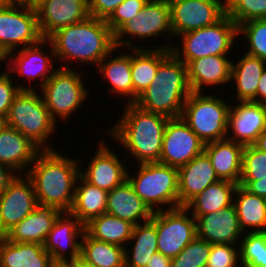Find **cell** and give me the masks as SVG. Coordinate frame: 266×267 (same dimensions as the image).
Returning a JSON list of instances; mask_svg holds the SVG:
<instances>
[{"instance_id": "obj_50", "label": "cell", "mask_w": 266, "mask_h": 267, "mask_svg": "<svg viewBox=\"0 0 266 267\" xmlns=\"http://www.w3.org/2000/svg\"><path fill=\"white\" fill-rule=\"evenodd\" d=\"M17 175L18 173L12 168L0 164V195L8 188Z\"/></svg>"}, {"instance_id": "obj_36", "label": "cell", "mask_w": 266, "mask_h": 267, "mask_svg": "<svg viewBox=\"0 0 266 267\" xmlns=\"http://www.w3.org/2000/svg\"><path fill=\"white\" fill-rule=\"evenodd\" d=\"M124 249L118 245L96 240L84 231L80 256L95 267H125Z\"/></svg>"}, {"instance_id": "obj_58", "label": "cell", "mask_w": 266, "mask_h": 267, "mask_svg": "<svg viewBox=\"0 0 266 267\" xmlns=\"http://www.w3.org/2000/svg\"><path fill=\"white\" fill-rule=\"evenodd\" d=\"M42 0H31V7H35L38 5Z\"/></svg>"}, {"instance_id": "obj_30", "label": "cell", "mask_w": 266, "mask_h": 267, "mask_svg": "<svg viewBox=\"0 0 266 267\" xmlns=\"http://www.w3.org/2000/svg\"><path fill=\"white\" fill-rule=\"evenodd\" d=\"M116 47L110 52L97 66L98 72L102 74L101 78L109 83L110 91L113 95L122 96L128 101L126 103H133V83L131 74V49L125 53L118 54L113 57V52L116 53ZM129 51V53H128ZM112 54V56H111ZM112 57V58H111ZM108 60V61H107ZM109 81V82H108Z\"/></svg>"}, {"instance_id": "obj_9", "label": "cell", "mask_w": 266, "mask_h": 267, "mask_svg": "<svg viewBox=\"0 0 266 267\" xmlns=\"http://www.w3.org/2000/svg\"><path fill=\"white\" fill-rule=\"evenodd\" d=\"M163 34L173 37L169 3L165 0H148L136 17L126 22L114 33V43L118 50L149 48L133 44L129 37L143 41Z\"/></svg>"}, {"instance_id": "obj_46", "label": "cell", "mask_w": 266, "mask_h": 267, "mask_svg": "<svg viewBox=\"0 0 266 267\" xmlns=\"http://www.w3.org/2000/svg\"><path fill=\"white\" fill-rule=\"evenodd\" d=\"M130 242V243H129ZM127 243L131 247L157 248V231L155 222L150 219L134 226L132 236ZM132 243V244H131Z\"/></svg>"}, {"instance_id": "obj_51", "label": "cell", "mask_w": 266, "mask_h": 267, "mask_svg": "<svg viewBox=\"0 0 266 267\" xmlns=\"http://www.w3.org/2000/svg\"><path fill=\"white\" fill-rule=\"evenodd\" d=\"M146 267H171V259L160 252H156L150 257Z\"/></svg>"}, {"instance_id": "obj_4", "label": "cell", "mask_w": 266, "mask_h": 267, "mask_svg": "<svg viewBox=\"0 0 266 267\" xmlns=\"http://www.w3.org/2000/svg\"><path fill=\"white\" fill-rule=\"evenodd\" d=\"M57 123L46 108L42 94L36 90H21L14 98L5 125L18 130L40 151L54 150L49 143ZM48 142V143H47Z\"/></svg>"}, {"instance_id": "obj_17", "label": "cell", "mask_w": 266, "mask_h": 267, "mask_svg": "<svg viewBox=\"0 0 266 267\" xmlns=\"http://www.w3.org/2000/svg\"><path fill=\"white\" fill-rule=\"evenodd\" d=\"M39 31L48 39L57 30L86 20L88 0H42L35 6Z\"/></svg>"}, {"instance_id": "obj_1", "label": "cell", "mask_w": 266, "mask_h": 267, "mask_svg": "<svg viewBox=\"0 0 266 267\" xmlns=\"http://www.w3.org/2000/svg\"><path fill=\"white\" fill-rule=\"evenodd\" d=\"M48 40L53 45L56 61H64V66L59 68L75 69L69 64L74 60L81 66L90 63L98 66L116 48L114 33L106 20L92 16L57 30Z\"/></svg>"}, {"instance_id": "obj_22", "label": "cell", "mask_w": 266, "mask_h": 267, "mask_svg": "<svg viewBox=\"0 0 266 267\" xmlns=\"http://www.w3.org/2000/svg\"><path fill=\"white\" fill-rule=\"evenodd\" d=\"M62 213L53 205L37 204L34 211L11 228L3 237L11 242L44 245L56 219Z\"/></svg>"}, {"instance_id": "obj_6", "label": "cell", "mask_w": 266, "mask_h": 267, "mask_svg": "<svg viewBox=\"0 0 266 267\" xmlns=\"http://www.w3.org/2000/svg\"><path fill=\"white\" fill-rule=\"evenodd\" d=\"M230 108L231 104L216 94L191 92L180 117L207 144L227 137Z\"/></svg>"}, {"instance_id": "obj_26", "label": "cell", "mask_w": 266, "mask_h": 267, "mask_svg": "<svg viewBox=\"0 0 266 267\" xmlns=\"http://www.w3.org/2000/svg\"><path fill=\"white\" fill-rule=\"evenodd\" d=\"M106 213L128 221L134 226L151 219L153 212L135 193L126 179L108 193Z\"/></svg>"}, {"instance_id": "obj_29", "label": "cell", "mask_w": 266, "mask_h": 267, "mask_svg": "<svg viewBox=\"0 0 266 267\" xmlns=\"http://www.w3.org/2000/svg\"><path fill=\"white\" fill-rule=\"evenodd\" d=\"M190 88H164L149 86L138 97L135 104L141 109L164 115L168 118H179Z\"/></svg>"}, {"instance_id": "obj_12", "label": "cell", "mask_w": 266, "mask_h": 267, "mask_svg": "<svg viewBox=\"0 0 266 267\" xmlns=\"http://www.w3.org/2000/svg\"><path fill=\"white\" fill-rule=\"evenodd\" d=\"M174 37L214 25L226 15L225 0H169Z\"/></svg>"}, {"instance_id": "obj_11", "label": "cell", "mask_w": 266, "mask_h": 267, "mask_svg": "<svg viewBox=\"0 0 266 267\" xmlns=\"http://www.w3.org/2000/svg\"><path fill=\"white\" fill-rule=\"evenodd\" d=\"M42 39L35 7L0 6V41L9 52L38 44Z\"/></svg>"}, {"instance_id": "obj_57", "label": "cell", "mask_w": 266, "mask_h": 267, "mask_svg": "<svg viewBox=\"0 0 266 267\" xmlns=\"http://www.w3.org/2000/svg\"><path fill=\"white\" fill-rule=\"evenodd\" d=\"M12 0H0V6H11Z\"/></svg>"}, {"instance_id": "obj_41", "label": "cell", "mask_w": 266, "mask_h": 267, "mask_svg": "<svg viewBox=\"0 0 266 267\" xmlns=\"http://www.w3.org/2000/svg\"><path fill=\"white\" fill-rule=\"evenodd\" d=\"M210 248V243L196 236L171 259V267H206Z\"/></svg>"}, {"instance_id": "obj_40", "label": "cell", "mask_w": 266, "mask_h": 267, "mask_svg": "<svg viewBox=\"0 0 266 267\" xmlns=\"http://www.w3.org/2000/svg\"><path fill=\"white\" fill-rule=\"evenodd\" d=\"M226 14L239 26L254 19H266V0H225Z\"/></svg>"}, {"instance_id": "obj_45", "label": "cell", "mask_w": 266, "mask_h": 267, "mask_svg": "<svg viewBox=\"0 0 266 267\" xmlns=\"http://www.w3.org/2000/svg\"><path fill=\"white\" fill-rule=\"evenodd\" d=\"M148 0H124L106 20L107 25L115 33L122 25L137 16Z\"/></svg>"}, {"instance_id": "obj_25", "label": "cell", "mask_w": 266, "mask_h": 267, "mask_svg": "<svg viewBox=\"0 0 266 267\" xmlns=\"http://www.w3.org/2000/svg\"><path fill=\"white\" fill-rule=\"evenodd\" d=\"M39 152L18 130L7 125L0 130V164L12 168L18 174H26Z\"/></svg>"}, {"instance_id": "obj_44", "label": "cell", "mask_w": 266, "mask_h": 267, "mask_svg": "<svg viewBox=\"0 0 266 267\" xmlns=\"http://www.w3.org/2000/svg\"><path fill=\"white\" fill-rule=\"evenodd\" d=\"M11 74L7 71L0 72V118L6 119L10 106L14 100V98L19 94L21 90H36L32 84L27 86L16 84L14 85L12 82L13 77L11 78Z\"/></svg>"}, {"instance_id": "obj_15", "label": "cell", "mask_w": 266, "mask_h": 267, "mask_svg": "<svg viewBox=\"0 0 266 267\" xmlns=\"http://www.w3.org/2000/svg\"><path fill=\"white\" fill-rule=\"evenodd\" d=\"M47 44L50 46V50L45 54L43 47L44 45L47 46ZM15 52H10L6 71L11 75L13 72H17L18 74L16 75L23 76V78L26 77L25 79L30 80L29 83H32L33 79H35L34 81H36V78L40 79L39 85H36L37 87L39 86V89L58 69V67L54 68L53 65L56 63V58L53 45L48 39H42L38 44L15 50Z\"/></svg>"}, {"instance_id": "obj_23", "label": "cell", "mask_w": 266, "mask_h": 267, "mask_svg": "<svg viewBox=\"0 0 266 267\" xmlns=\"http://www.w3.org/2000/svg\"><path fill=\"white\" fill-rule=\"evenodd\" d=\"M186 66L191 92H202L206 86H214L215 91V86H227L231 82L232 60L228 56L203 57L190 61Z\"/></svg>"}, {"instance_id": "obj_48", "label": "cell", "mask_w": 266, "mask_h": 267, "mask_svg": "<svg viewBox=\"0 0 266 267\" xmlns=\"http://www.w3.org/2000/svg\"><path fill=\"white\" fill-rule=\"evenodd\" d=\"M124 0H88V10L92 17L107 20L116 7Z\"/></svg>"}, {"instance_id": "obj_24", "label": "cell", "mask_w": 266, "mask_h": 267, "mask_svg": "<svg viewBox=\"0 0 266 267\" xmlns=\"http://www.w3.org/2000/svg\"><path fill=\"white\" fill-rule=\"evenodd\" d=\"M172 46L168 41L162 46L131 49L133 103L151 85L159 64L171 53Z\"/></svg>"}, {"instance_id": "obj_52", "label": "cell", "mask_w": 266, "mask_h": 267, "mask_svg": "<svg viewBox=\"0 0 266 267\" xmlns=\"http://www.w3.org/2000/svg\"><path fill=\"white\" fill-rule=\"evenodd\" d=\"M257 103L266 104V68L263 70L257 87Z\"/></svg>"}, {"instance_id": "obj_38", "label": "cell", "mask_w": 266, "mask_h": 267, "mask_svg": "<svg viewBox=\"0 0 266 267\" xmlns=\"http://www.w3.org/2000/svg\"><path fill=\"white\" fill-rule=\"evenodd\" d=\"M239 244L242 267H266V232L244 233Z\"/></svg>"}, {"instance_id": "obj_20", "label": "cell", "mask_w": 266, "mask_h": 267, "mask_svg": "<svg viewBox=\"0 0 266 267\" xmlns=\"http://www.w3.org/2000/svg\"><path fill=\"white\" fill-rule=\"evenodd\" d=\"M197 237L210 244H240L243 231L234 204L208 214L193 215Z\"/></svg>"}, {"instance_id": "obj_37", "label": "cell", "mask_w": 266, "mask_h": 267, "mask_svg": "<svg viewBox=\"0 0 266 267\" xmlns=\"http://www.w3.org/2000/svg\"><path fill=\"white\" fill-rule=\"evenodd\" d=\"M150 86L164 88H190L187 66L172 52L159 64Z\"/></svg>"}, {"instance_id": "obj_18", "label": "cell", "mask_w": 266, "mask_h": 267, "mask_svg": "<svg viewBox=\"0 0 266 267\" xmlns=\"http://www.w3.org/2000/svg\"><path fill=\"white\" fill-rule=\"evenodd\" d=\"M123 158L124 161H121L102 140L85 171L80 170V176L91 185L109 192L127 179V162L126 157Z\"/></svg>"}, {"instance_id": "obj_16", "label": "cell", "mask_w": 266, "mask_h": 267, "mask_svg": "<svg viewBox=\"0 0 266 267\" xmlns=\"http://www.w3.org/2000/svg\"><path fill=\"white\" fill-rule=\"evenodd\" d=\"M83 232L84 225L76 216L70 212L59 215L44 243L45 250L57 266H63L80 256Z\"/></svg>"}, {"instance_id": "obj_7", "label": "cell", "mask_w": 266, "mask_h": 267, "mask_svg": "<svg viewBox=\"0 0 266 267\" xmlns=\"http://www.w3.org/2000/svg\"><path fill=\"white\" fill-rule=\"evenodd\" d=\"M181 47L174 44L171 52L185 65L203 57L228 56L238 37V25L226 14L214 25L179 35ZM182 49V50H181ZM231 49V50H230Z\"/></svg>"}, {"instance_id": "obj_27", "label": "cell", "mask_w": 266, "mask_h": 267, "mask_svg": "<svg viewBox=\"0 0 266 267\" xmlns=\"http://www.w3.org/2000/svg\"><path fill=\"white\" fill-rule=\"evenodd\" d=\"M244 145L228 138L204 145L216 175L220 180L239 184L242 171V153Z\"/></svg>"}, {"instance_id": "obj_13", "label": "cell", "mask_w": 266, "mask_h": 267, "mask_svg": "<svg viewBox=\"0 0 266 267\" xmlns=\"http://www.w3.org/2000/svg\"><path fill=\"white\" fill-rule=\"evenodd\" d=\"M204 145L181 117L170 118L165 127L158 163L180 168L201 154Z\"/></svg>"}, {"instance_id": "obj_3", "label": "cell", "mask_w": 266, "mask_h": 267, "mask_svg": "<svg viewBox=\"0 0 266 267\" xmlns=\"http://www.w3.org/2000/svg\"><path fill=\"white\" fill-rule=\"evenodd\" d=\"M121 118L108 130V135L140 163L159 162L163 135L170 118L125 103ZM117 123V124H116ZM126 148V149H125Z\"/></svg>"}, {"instance_id": "obj_8", "label": "cell", "mask_w": 266, "mask_h": 267, "mask_svg": "<svg viewBox=\"0 0 266 267\" xmlns=\"http://www.w3.org/2000/svg\"><path fill=\"white\" fill-rule=\"evenodd\" d=\"M81 73L76 69L58 67L40 89L46 108L56 123L60 119L64 121L74 116L73 113H77L87 101L86 98H89V89L85 88Z\"/></svg>"}, {"instance_id": "obj_59", "label": "cell", "mask_w": 266, "mask_h": 267, "mask_svg": "<svg viewBox=\"0 0 266 267\" xmlns=\"http://www.w3.org/2000/svg\"><path fill=\"white\" fill-rule=\"evenodd\" d=\"M4 125H5V120L0 118V130L3 128Z\"/></svg>"}, {"instance_id": "obj_14", "label": "cell", "mask_w": 266, "mask_h": 267, "mask_svg": "<svg viewBox=\"0 0 266 267\" xmlns=\"http://www.w3.org/2000/svg\"><path fill=\"white\" fill-rule=\"evenodd\" d=\"M37 204L31 179L18 174L0 195V237L32 213Z\"/></svg>"}, {"instance_id": "obj_55", "label": "cell", "mask_w": 266, "mask_h": 267, "mask_svg": "<svg viewBox=\"0 0 266 267\" xmlns=\"http://www.w3.org/2000/svg\"><path fill=\"white\" fill-rule=\"evenodd\" d=\"M9 57L10 52L7 50V48L3 45V43L0 41V62L6 61V65L8 67L9 64Z\"/></svg>"}, {"instance_id": "obj_21", "label": "cell", "mask_w": 266, "mask_h": 267, "mask_svg": "<svg viewBox=\"0 0 266 267\" xmlns=\"http://www.w3.org/2000/svg\"><path fill=\"white\" fill-rule=\"evenodd\" d=\"M219 180L208 155L203 151L186 165L178 168L179 207L185 206L209 185Z\"/></svg>"}, {"instance_id": "obj_33", "label": "cell", "mask_w": 266, "mask_h": 267, "mask_svg": "<svg viewBox=\"0 0 266 267\" xmlns=\"http://www.w3.org/2000/svg\"><path fill=\"white\" fill-rule=\"evenodd\" d=\"M108 193L79 176L75 186L74 202L69 212L85 225L91 219L106 213Z\"/></svg>"}, {"instance_id": "obj_2", "label": "cell", "mask_w": 266, "mask_h": 267, "mask_svg": "<svg viewBox=\"0 0 266 267\" xmlns=\"http://www.w3.org/2000/svg\"><path fill=\"white\" fill-rule=\"evenodd\" d=\"M58 151H40L26 175L31 179L39 204L53 205L69 212L75 197V186L82 161Z\"/></svg>"}, {"instance_id": "obj_42", "label": "cell", "mask_w": 266, "mask_h": 267, "mask_svg": "<svg viewBox=\"0 0 266 267\" xmlns=\"http://www.w3.org/2000/svg\"><path fill=\"white\" fill-rule=\"evenodd\" d=\"M266 178V152L254 145L244 146L240 180H259Z\"/></svg>"}, {"instance_id": "obj_47", "label": "cell", "mask_w": 266, "mask_h": 267, "mask_svg": "<svg viewBox=\"0 0 266 267\" xmlns=\"http://www.w3.org/2000/svg\"><path fill=\"white\" fill-rule=\"evenodd\" d=\"M127 248L128 246L124 249L125 267H146L150 260V257L158 252V248Z\"/></svg>"}, {"instance_id": "obj_49", "label": "cell", "mask_w": 266, "mask_h": 267, "mask_svg": "<svg viewBox=\"0 0 266 267\" xmlns=\"http://www.w3.org/2000/svg\"><path fill=\"white\" fill-rule=\"evenodd\" d=\"M239 186H243L248 192L266 198V178L259 180H240Z\"/></svg>"}, {"instance_id": "obj_43", "label": "cell", "mask_w": 266, "mask_h": 267, "mask_svg": "<svg viewBox=\"0 0 266 267\" xmlns=\"http://www.w3.org/2000/svg\"><path fill=\"white\" fill-rule=\"evenodd\" d=\"M206 267H242L239 246L211 244Z\"/></svg>"}, {"instance_id": "obj_39", "label": "cell", "mask_w": 266, "mask_h": 267, "mask_svg": "<svg viewBox=\"0 0 266 267\" xmlns=\"http://www.w3.org/2000/svg\"><path fill=\"white\" fill-rule=\"evenodd\" d=\"M244 36L246 54L266 61V19H254L238 26V36Z\"/></svg>"}, {"instance_id": "obj_31", "label": "cell", "mask_w": 266, "mask_h": 267, "mask_svg": "<svg viewBox=\"0 0 266 267\" xmlns=\"http://www.w3.org/2000/svg\"><path fill=\"white\" fill-rule=\"evenodd\" d=\"M240 58L236 63L232 59L231 66V82H235L236 102L257 103V87L266 68V61L246 53Z\"/></svg>"}, {"instance_id": "obj_53", "label": "cell", "mask_w": 266, "mask_h": 267, "mask_svg": "<svg viewBox=\"0 0 266 267\" xmlns=\"http://www.w3.org/2000/svg\"><path fill=\"white\" fill-rule=\"evenodd\" d=\"M63 267H95V266L87 262L81 256H79L78 258L65 263Z\"/></svg>"}, {"instance_id": "obj_56", "label": "cell", "mask_w": 266, "mask_h": 267, "mask_svg": "<svg viewBox=\"0 0 266 267\" xmlns=\"http://www.w3.org/2000/svg\"><path fill=\"white\" fill-rule=\"evenodd\" d=\"M15 4H24L27 6H31V0H12V5Z\"/></svg>"}, {"instance_id": "obj_28", "label": "cell", "mask_w": 266, "mask_h": 267, "mask_svg": "<svg viewBox=\"0 0 266 267\" xmlns=\"http://www.w3.org/2000/svg\"><path fill=\"white\" fill-rule=\"evenodd\" d=\"M0 267H57L44 245L0 237Z\"/></svg>"}, {"instance_id": "obj_32", "label": "cell", "mask_w": 266, "mask_h": 267, "mask_svg": "<svg viewBox=\"0 0 266 267\" xmlns=\"http://www.w3.org/2000/svg\"><path fill=\"white\" fill-rule=\"evenodd\" d=\"M233 204L244 233L266 232V198L238 185L234 191Z\"/></svg>"}, {"instance_id": "obj_19", "label": "cell", "mask_w": 266, "mask_h": 267, "mask_svg": "<svg viewBox=\"0 0 266 267\" xmlns=\"http://www.w3.org/2000/svg\"><path fill=\"white\" fill-rule=\"evenodd\" d=\"M265 129L266 104L248 101L231 105L226 138L244 146L253 145Z\"/></svg>"}, {"instance_id": "obj_10", "label": "cell", "mask_w": 266, "mask_h": 267, "mask_svg": "<svg viewBox=\"0 0 266 267\" xmlns=\"http://www.w3.org/2000/svg\"><path fill=\"white\" fill-rule=\"evenodd\" d=\"M184 206L153 212L158 252L175 258L196 236V219Z\"/></svg>"}, {"instance_id": "obj_54", "label": "cell", "mask_w": 266, "mask_h": 267, "mask_svg": "<svg viewBox=\"0 0 266 267\" xmlns=\"http://www.w3.org/2000/svg\"><path fill=\"white\" fill-rule=\"evenodd\" d=\"M253 145L260 151L266 152V129L259 135Z\"/></svg>"}, {"instance_id": "obj_34", "label": "cell", "mask_w": 266, "mask_h": 267, "mask_svg": "<svg viewBox=\"0 0 266 267\" xmlns=\"http://www.w3.org/2000/svg\"><path fill=\"white\" fill-rule=\"evenodd\" d=\"M237 186L238 184L232 181L219 180L196 195L184 207L192 215L219 211L233 204L234 191Z\"/></svg>"}, {"instance_id": "obj_5", "label": "cell", "mask_w": 266, "mask_h": 267, "mask_svg": "<svg viewBox=\"0 0 266 267\" xmlns=\"http://www.w3.org/2000/svg\"><path fill=\"white\" fill-rule=\"evenodd\" d=\"M137 167L136 175L127 170V180L152 212L179 207L178 168L158 162Z\"/></svg>"}, {"instance_id": "obj_35", "label": "cell", "mask_w": 266, "mask_h": 267, "mask_svg": "<svg viewBox=\"0 0 266 267\" xmlns=\"http://www.w3.org/2000/svg\"><path fill=\"white\" fill-rule=\"evenodd\" d=\"M134 225L118 217L104 213L84 225V231L96 240L127 247Z\"/></svg>"}]
</instances>
